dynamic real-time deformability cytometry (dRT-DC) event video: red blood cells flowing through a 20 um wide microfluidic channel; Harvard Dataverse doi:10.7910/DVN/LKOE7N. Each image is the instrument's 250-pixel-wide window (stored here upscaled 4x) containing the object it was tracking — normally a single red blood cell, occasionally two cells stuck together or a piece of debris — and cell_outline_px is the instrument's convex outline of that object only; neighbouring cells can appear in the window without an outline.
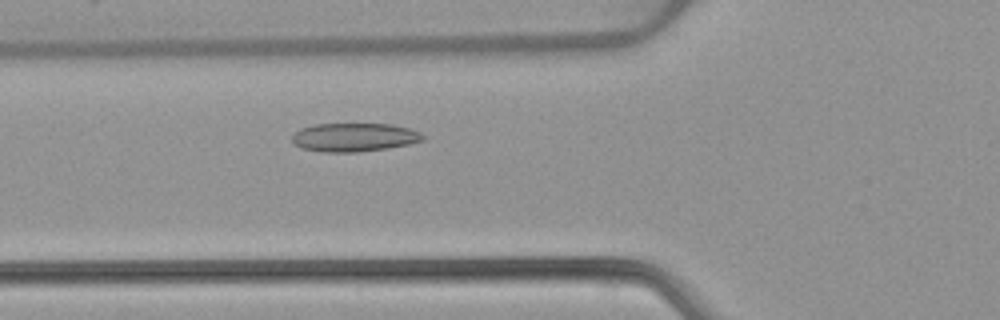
{"species": "common noctule bat (a hibernating species)", "species_latin": "Nyctalus noctula", "temperature_condition": "warm", "stored_images_in_passage": 47, "camera_frame_rate_fps": 3000, "um_per_image_px": 0.085, "animal": {"sex": "female", "body_mass_g": 22.7, "forearm_length_mm": 54.2}, "frame": {"image": 1, "passage_image": 14, "time_ms": 4.333, "image_size_px": [1000, 320], "cell_outline_px": [[424, 140], [408, 144], [388, 148], [356, 152], [324, 152], [304, 148], [292, 144], [292, 136], [300, 128], [316, 124], [392, 124], [408, 128], [420, 132], [424, 136]], "centroid_in_image_um": [30.1, 11.67], "position_along_channel_um": 95.7, "area_um2": 21.68}}
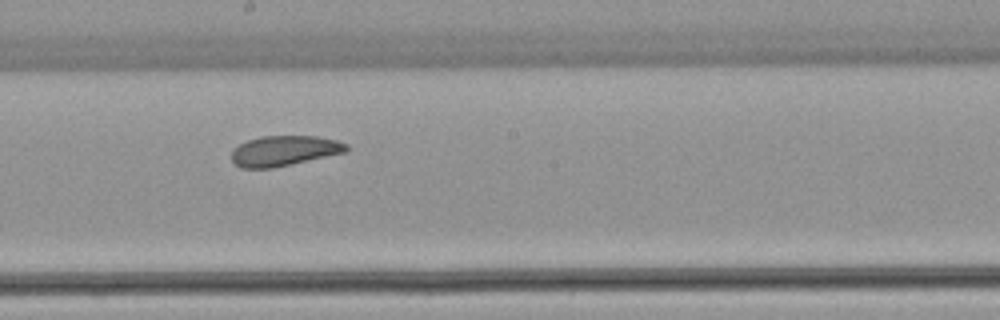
{"frame": {"image": 2, "passage_image": 24, "time_ms": 7.667, "image_size_px": [1000, 320], "cell_outline_px": [[348, 148], [344, 152], [272, 168], [240, 168], [232, 160], [232, 148], [248, 140], [264, 136], [316, 136], [336, 140], [348, 144]], "centroid_in_image_um": [24.12, 12.81], "position_along_channel_um": 224.1, "area_um2": 19.94}}
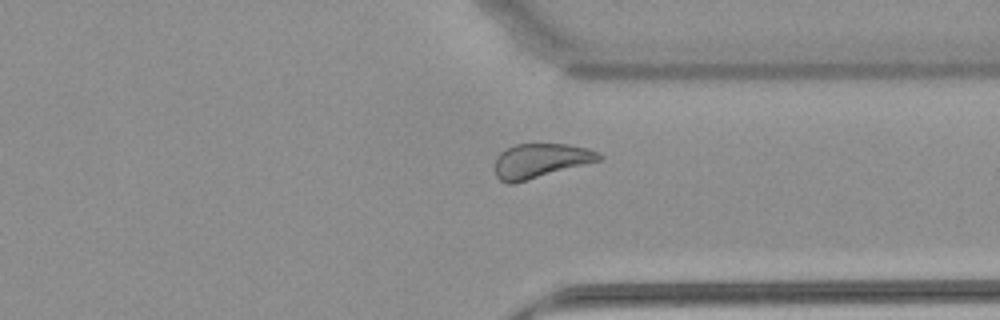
{"frame": {"image": 3, "passage_image": 35, "time_ms": 11.333, "image_size_px": [1000, 320], "cell_outline_px": [[604, 156], [600, 160], [512, 184], [508, 184], [500, 180], [496, 176], [496, 160], [500, 152], [516, 144], [568, 144], [588, 148], [600, 152]], "centroid_in_image_um": [45.96, 13.65], "position_along_channel_um": 365.4, "area_um2": 20.63}, "authors_computed_cell_mechanics": {"area_um2": 22.253, "velocity_mm_per_s": 3.8503, "shape_relaxation_time_tau1_ms": 6.3816, "shape_relaxation_time_tau2_ms": 4.8086, "deformation_change_tau1": 0.119, "deformation_change_tau2": 0.104}}